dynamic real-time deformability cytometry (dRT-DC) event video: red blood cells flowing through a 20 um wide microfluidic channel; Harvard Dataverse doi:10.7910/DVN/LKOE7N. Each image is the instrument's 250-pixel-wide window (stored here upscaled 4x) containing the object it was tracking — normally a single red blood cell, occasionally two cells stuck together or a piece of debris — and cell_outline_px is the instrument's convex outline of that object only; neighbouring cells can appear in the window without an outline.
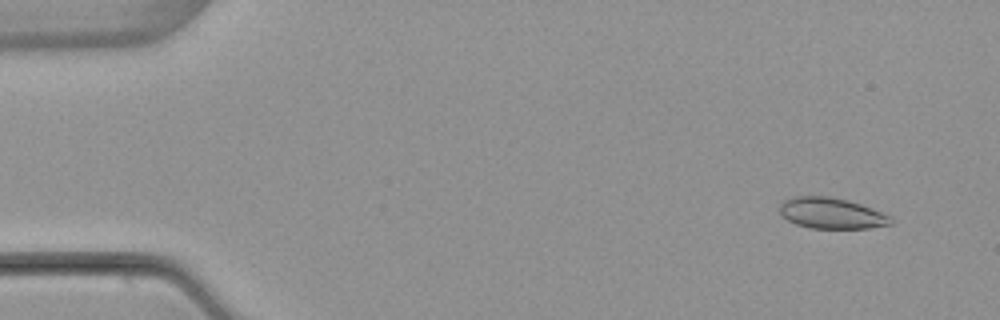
{"species": "common noctule bat (a hibernating species)", "species_latin": "Nyctalus noctula", "temperature_condition": "warm", "stored_images_in_passage": 4, "camera_frame_rate_fps": 3000, "um_per_image_px": 0.085, "animal": {"sex": "female", "body_mass_g": 22.7, "forearm_length_mm": 54.2}, "frame": {"image": 1, "passage_image": 1, "time_ms": 0.0, "image_size_px": [1000, 320], "cell_outline_px": [[892, 224], [872, 228], [812, 228], [796, 224], [780, 216], [780, 204], [784, 200], [792, 196], [832, 196], [848, 200], [872, 208], [892, 216]], "centroid_in_image_um": [70.68, 18.12], "position_along_channel_um": 14.3, "area_um2": 20.23}}
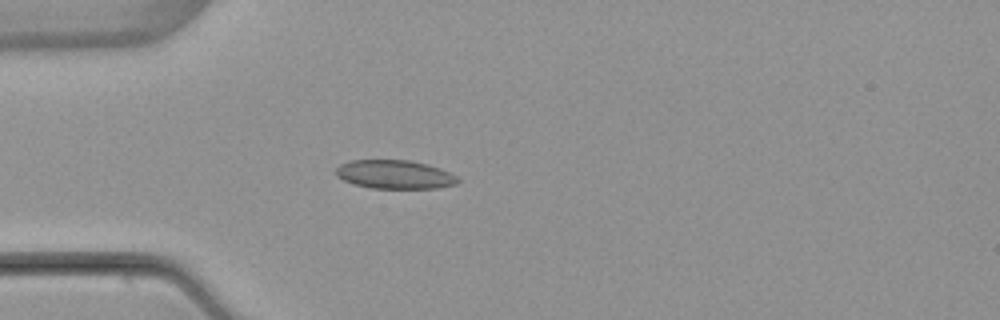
{"frame": {"image": 2, "passage_image": 4, "time_ms": 3.667, "image_size_px": [1000, 320], "cell_outline_px": [[460, 180], [456, 184], [436, 188], [372, 188], [352, 184], [336, 176], [336, 168], [340, 164], [352, 160], [408, 160], [428, 164], [440, 168], [456, 176]], "centroid_in_image_um": [33.54, 14.83], "position_along_channel_um": 51.5, "area_um2": 20.35}}